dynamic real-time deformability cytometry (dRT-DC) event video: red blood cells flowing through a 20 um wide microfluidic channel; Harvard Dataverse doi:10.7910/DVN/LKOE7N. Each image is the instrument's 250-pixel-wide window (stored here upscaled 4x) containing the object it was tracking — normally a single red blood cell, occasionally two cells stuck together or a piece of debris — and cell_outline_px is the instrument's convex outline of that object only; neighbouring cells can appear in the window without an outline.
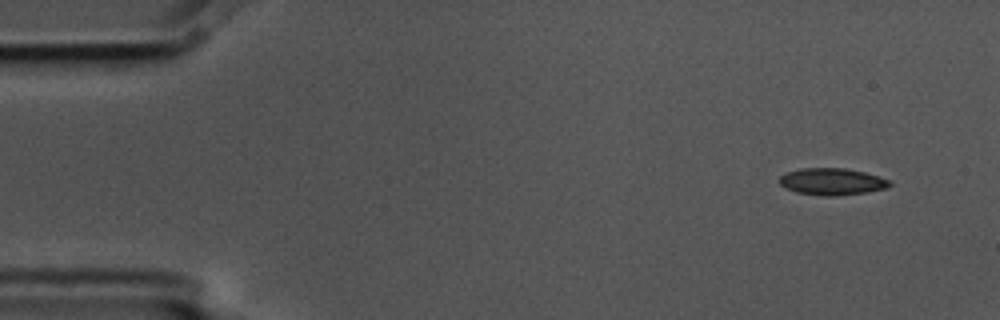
{"species": "common noctule bat (a hibernating species)", "species_latin": "Nyctalus noctula", "temperature_condition": "cold", "stored_images_in_passage": 4, "camera_frame_rate_fps": 3000, "um_per_image_px": 0.085, "animal": {"sex": "male", "body_mass_g": 17.5, "forearm_length_mm": 52.3}, "frame": {"image": 1, "passage_image": 1, "time_ms": 0.0, "image_size_px": [1000, 320], "cell_outline_px": [[892, 184], [888, 188], [868, 192], [836, 196], [820, 196], [796, 192], [780, 184], [776, 180], [780, 176], [788, 172], [800, 168], [844, 168], [864, 172], [880, 176], [892, 180]], "centroid_in_image_um": [70.76, 15.44], "position_along_channel_um": 14.2, "area_um2": 17.51}}
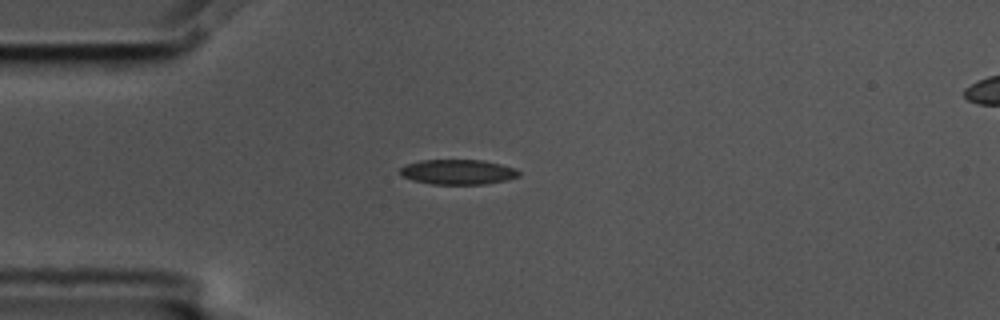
{"frame": {"image": 2, "passage_image": 4, "time_ms": 1.0, "image_size_px": [1000, 320], "cell_outline_px": [[520, 176], [508, 180], [484, 184], [432, 184], [412, 180], [400, 176], [400, 168], [404, 164], [420, 160], [484, 160], [516, 168], [520, 172]], "centroid_in_image_um": [38.91, 14.61], "position_along_channel_um": 46.1, "area_um2": 17.51}}